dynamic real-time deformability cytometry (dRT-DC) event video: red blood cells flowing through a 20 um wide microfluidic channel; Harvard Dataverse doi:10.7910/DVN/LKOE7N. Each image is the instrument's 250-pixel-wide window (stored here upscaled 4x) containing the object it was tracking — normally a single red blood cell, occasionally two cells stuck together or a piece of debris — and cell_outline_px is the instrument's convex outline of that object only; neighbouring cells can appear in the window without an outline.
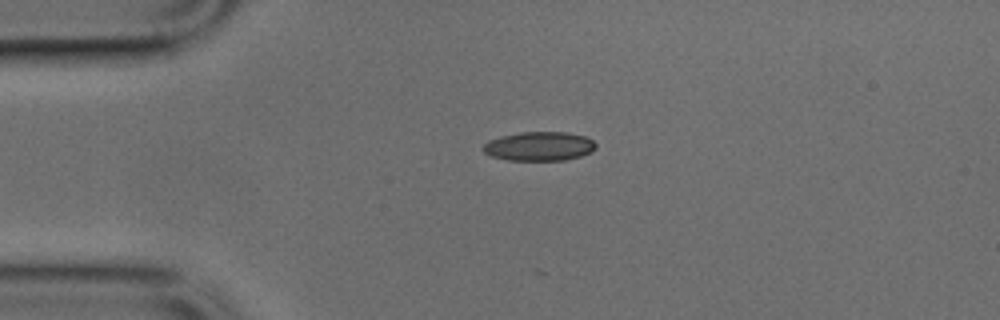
{"species": "common noctule bat (a hibernating species)", "species_latin": "Nyctalus noctula", "temperature_condition": "cold", "stored_images_in_passage": 20, "camera_frame_rate_fps": 3000, "um_per_image_px": 0.085, "animal": {"sex": "male", "body_mass_g": 17.9, "forearm_length_mm": 54.2}, "frame": {"image": 1, "passage_image": 2, "time_ms": 0.333, "image_size_px": [1000, 320], "cell_outline_px": [[596, 148], [592, 152], [580, 156], [564, 160], [508, 160], [492, 156], [484, 152], [484, 144], [488, 140], [500, 136], [520, 132], [564, 132], [584, 136], [592, 140], [596, 144]], "centroid_in_image_um": [45.84, 12.43], "position_along_channel_um": 39.2, "area_um2": 19.02}}
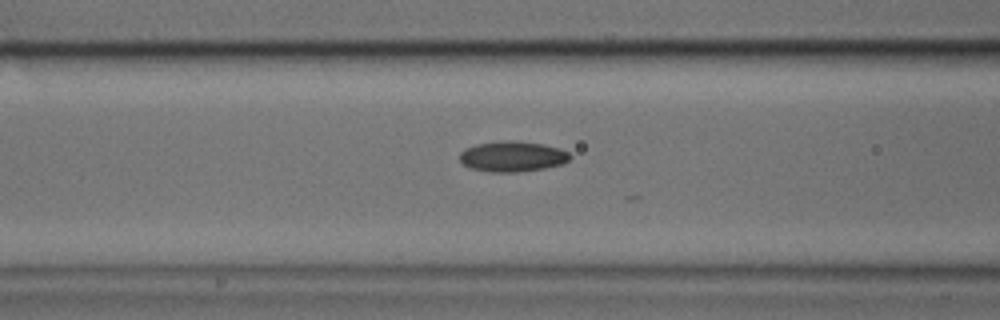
{"frame": {"image": 2, "passage_image": 10, "time_ms": 3.0, "image_size_px": [1000, 320], "cell_outline_px": [[572, 156], [564, 164], [544, 168], [516, 172], [488, 172], [472, 168], [464, 164], [460, 160], [460, 152], [476, 144], [508, 140], [516, 140], [544, 144], [560, 148], [568, 152]], "centroid_in_image_um": [43.6, 13.29], "position_along_channel_um": 123.0, "area_um2": 19.59}}